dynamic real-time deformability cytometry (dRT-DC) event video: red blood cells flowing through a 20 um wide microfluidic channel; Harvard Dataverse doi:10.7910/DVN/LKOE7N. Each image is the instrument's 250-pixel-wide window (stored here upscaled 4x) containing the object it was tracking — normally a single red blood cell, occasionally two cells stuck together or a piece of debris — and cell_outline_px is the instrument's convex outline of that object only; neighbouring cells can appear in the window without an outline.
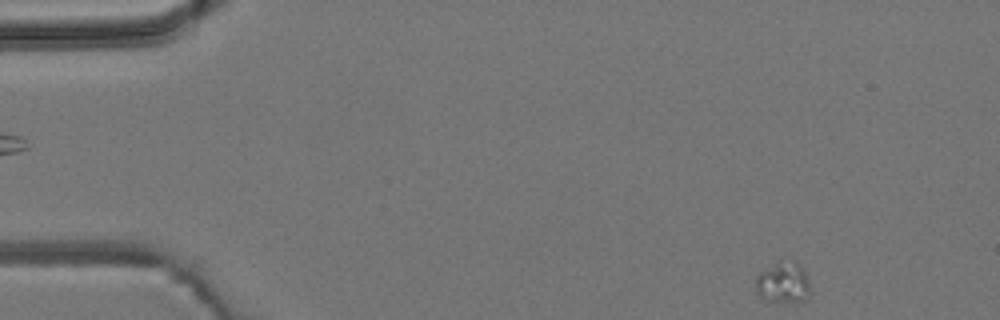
{"species": "common noctule bat (a hibernating species)", "species_latin": "Nyctalus noctula", "temperature_condition": "room temperature", "stored_images_in_passage": 5, "camera_frame_rate_fps": 3000, "um_per_image_px": 0.085, "animal": {"sex": "male", "body_mass_g": 19.2, "forearm_length_mm": 51.8}, "frame": {"image": 1, "passage_image": 5, "time_ms": 6.0, "image_size_px": [1000, 320], "cell_outline_px": [[812, 292], [804, 300], [768, 300], [760, 296], [756, 292], [756, 276], [760, 272], [776, 264], [792, 260], [804, 272], [808, 280]], "centroid_in_image_um": [66.57, 24.03], "position_along_channel_um": 18.4, "area_um2": 12.37}}